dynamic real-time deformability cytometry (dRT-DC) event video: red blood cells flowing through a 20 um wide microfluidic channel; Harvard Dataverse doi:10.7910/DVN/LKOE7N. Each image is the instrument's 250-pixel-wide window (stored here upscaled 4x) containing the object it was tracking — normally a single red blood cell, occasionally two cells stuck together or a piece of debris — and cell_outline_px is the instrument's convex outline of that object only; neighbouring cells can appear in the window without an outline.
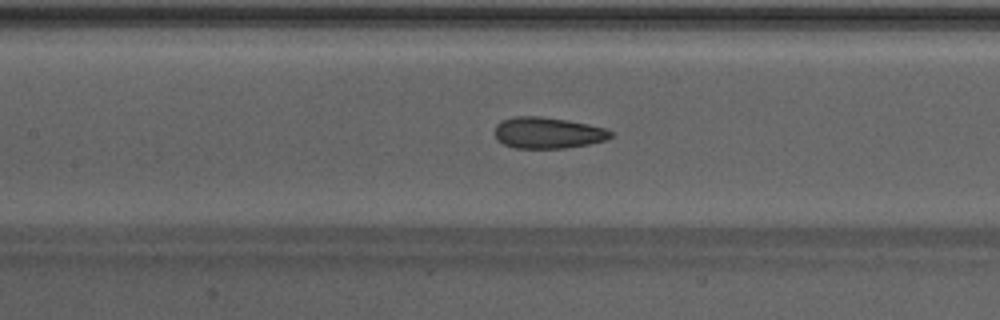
{"species": "Egyptian fruit bat (a non-hibernating species)", "species_latin": "Rousettus aegyptiacus", "temperature_condition": "warm", "stored_images_in_passage": 47, "camera_frame_rate_fps": 3000, "um_per_image_px": 0.085, "animal": {"sex": "male"}, "frame": {"image": 1, "passage_image": 22, "time_ms": 7.0, "image_size_px": [1000, 320], "cell_outline_px": [[612, 136], [604, 140], [588, 144], [564, 148], [516, 148], [504, 144], [496, 140], [496, 124], [504, 120], [516, 116], [540, 116], [588, 124], [604, 128], [612, 132]], "centroid_in_image_um": [46.54, 11.29], "position_along_channel_um": 160.9, "area_um2": 20.81}}
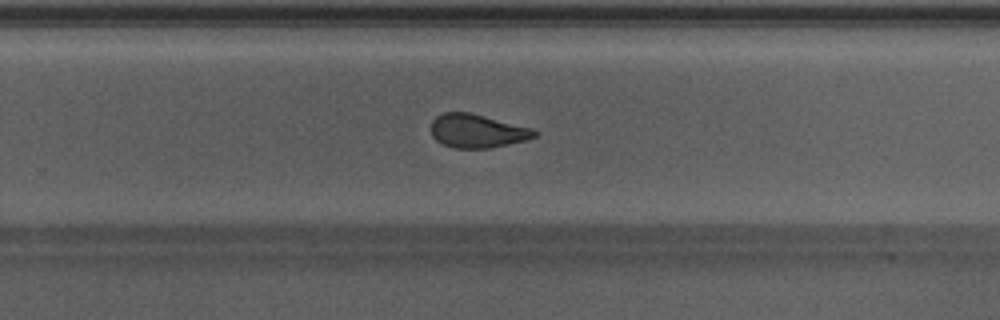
{"frame": {"image": 2, "passage_image": 31, "time_ms": 10.0, "image_size_px": [1000, 320], "cell_outline_px": [[540, 132], [536, 136], [528, 140], [488, 148], [452, 148], [436, 140], [432, 136], [432, 120], [436, 116], [444, 112], [468, 112], [532, 128]], "centroid_in_image_um": [40.58, 11.14], "position_along_channel_um": 289.2, "area_um2": 20.17}}
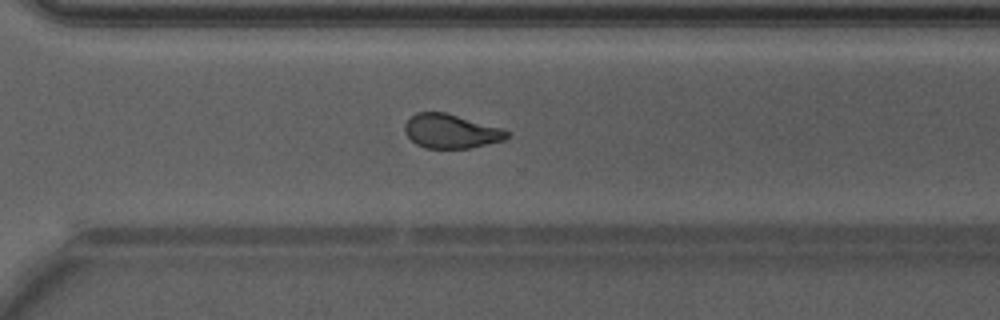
{"frame": {"image": 3, "passage_image": 34, "time_ms": 11.0, "image_size_px": [1000, 320], "cell_outline_px": [[512, 136], [504, 140], [468, 148], [424, 148], [416, 144], [404, 132], [404, 124], [416, 112], [448, 112], [504, 128], [512, 132]], "centroid_in_image_um": [38.39, 11.14], "position_along_channel_um": 332.2, "area_um2": 20.69}}